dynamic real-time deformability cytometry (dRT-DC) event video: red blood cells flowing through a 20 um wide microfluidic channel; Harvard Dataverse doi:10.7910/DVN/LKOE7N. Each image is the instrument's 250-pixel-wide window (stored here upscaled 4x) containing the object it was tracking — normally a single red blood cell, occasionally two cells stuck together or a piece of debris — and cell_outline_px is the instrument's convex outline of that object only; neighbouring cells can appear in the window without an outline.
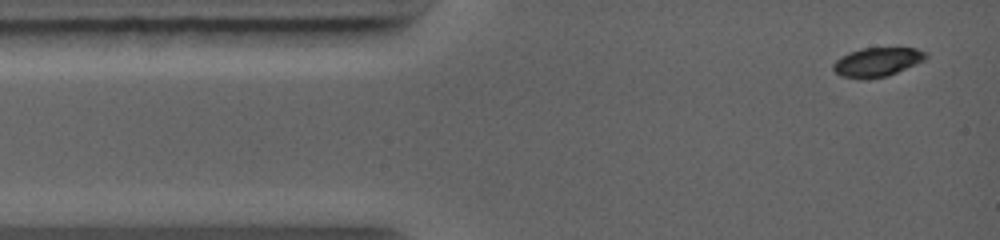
{"species": "common noctule bat (a hibernating species)", "species_latin": "Nyctalus noctula", "temperature_condition": "warm", "stored_images_in_passage": 4, "camera_frame_rate_fps": 5000, "um_per_image_px": 0.085, "animal": {"sex": "female", "body_mass_g": 19.0, "forearm_length_mm": 56.7}, "frame": {"image": 1, "passage_image": 1, "time_ms": 0.0, "image_size_px": [1000, 240], "cell_outline_px": [[928, 56], [924, 60], [888, 76], [860, 80], [840, 76], [832, 68], [832, 64], [840, 56], [848, 52], [860, 48], [916, 48], [928, 52]], "centroid_in_image_um": [74.53, 5.28], "position_along_channel_um": 10.5, "area_um2": 15.9}}
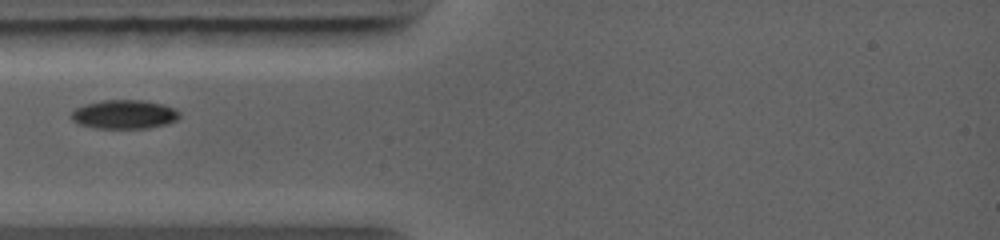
{"frame": {"image": 2, "passage_image": 4, "time_ms": 2.6, "image_size_px": [1000, 240], "cell_outline_px": [[180, 116], [176, 120], [168, 124], [148, 128], [96, 128], [76, 124], [68, 116], [76, 108], [88, 104], [104, 100], [144, 100], [164, 104], [180, 112]], "centroid_in_image_um": [10.56, 9.73], "position_along_channel_um": 74.4, "area_um2": 18.32}}